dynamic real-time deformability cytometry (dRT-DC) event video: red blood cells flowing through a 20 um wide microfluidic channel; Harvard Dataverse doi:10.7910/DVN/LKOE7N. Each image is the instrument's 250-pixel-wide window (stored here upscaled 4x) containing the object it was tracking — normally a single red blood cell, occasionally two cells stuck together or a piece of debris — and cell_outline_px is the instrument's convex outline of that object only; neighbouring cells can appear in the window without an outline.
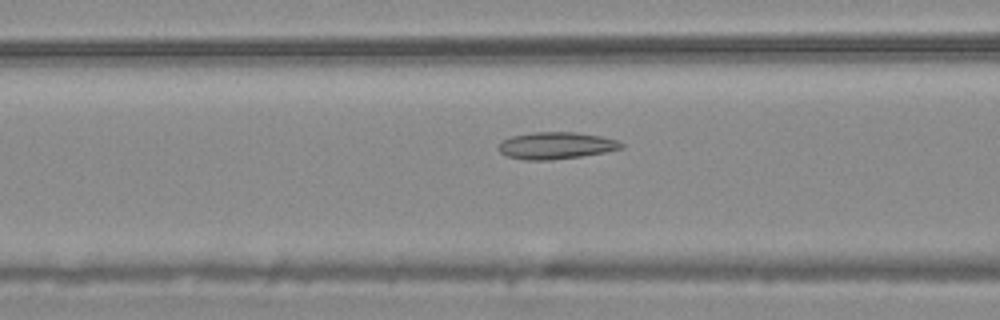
{"species": "common noctule bat (a hibernating species)", "species_latin": "Nyctalus noctula", "temperature_condition": "warm", "stored_images_in_passage": 55, "camera_frame_rate_fps": 3000, "um_per_image_px": 0.085, "animal": {"sex": "male", "body_mass_g": 20.4}, "frame": {"image": 1, "passage_image": 22, "time_ms": 7.0, "image_size_px": [1000, 320], "cell_outline_px": [[616, 148], [600, 152], [576, 156], [512, 156], [504, 152], [500, 148], [508, 140], [520, 136], [556, 132], [592, 136], [608, 140], [616, 144]], "centroid_in_image_um": [47.27, 12.34], "position_along_channel_um": 119.3, "area_um2": 15.26}}
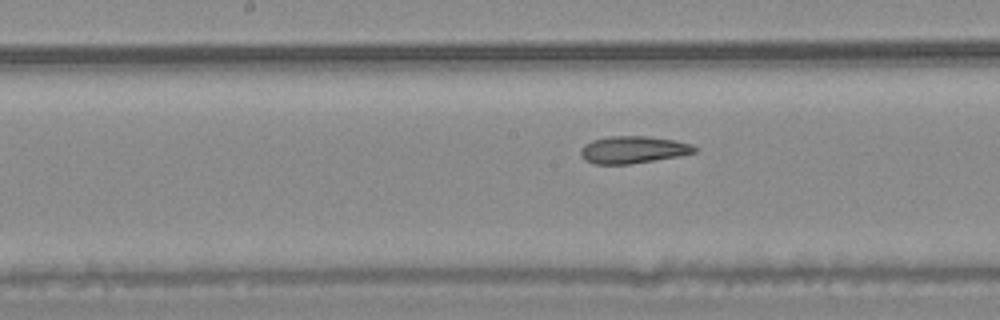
{"frame": {"image": 2, "passage_image": 28, "time_ms": 9.0, "image_size_px": [1000, 320], "cell_outline_px": [[696, 148], [692, 152], [672, 156], [624, 164], [600, 164], [588, 160], [584, 156], [584, 148], [588, 144], [596, 140], [668, 140], [688, 144]], "centroid_in_image_um": [53.81, 12.81], "position_along_channel_um": 194.4, "area_um2": 14.91}}
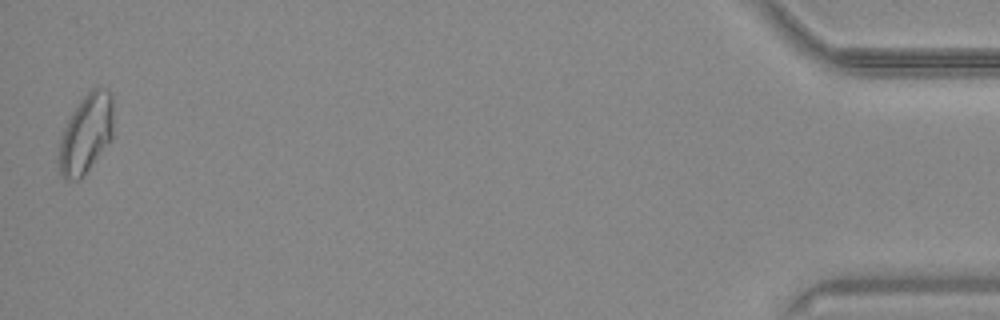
{"frame": {"image": 3, "passage_image": 54, "time_ms": 17.667, "image_size_px": [1000, 320], "cell_outline_px": [[108, 140], [84, 172], [80, 176], [64, 164], [64, 140], [72, 120], [76, 112], [92, 96], [108, 104]], "centroid_in_image_um": [7.34, 11.5], "position_along_channel_um": 427.9, "area_um2": 17.28}, "authors_computed_cell_mechanics": {"area_um2": 15.4904, "velocity_mm_per_s": 3.7504, "shape_relaxation_time_tau1_ms": null, "shape_relaxation_time_tau2_ms": 2.4447, "deformation_change_tau1": null, "deformation_change_tau2": 0.0937}}